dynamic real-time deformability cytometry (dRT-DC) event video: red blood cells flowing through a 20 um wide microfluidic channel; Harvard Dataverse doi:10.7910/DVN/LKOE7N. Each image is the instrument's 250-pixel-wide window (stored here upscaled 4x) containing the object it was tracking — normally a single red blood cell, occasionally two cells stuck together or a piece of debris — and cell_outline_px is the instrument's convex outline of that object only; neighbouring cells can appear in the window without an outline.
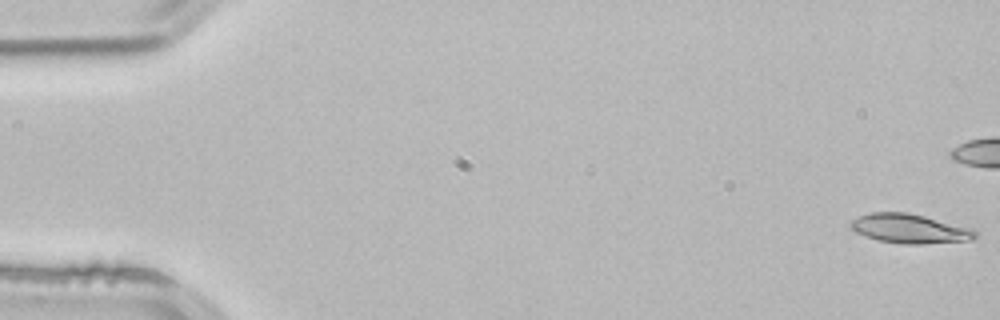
{"species": "common noctule bat (a hibernating species)", "species_latin": "Nyctalus noctula", "temperature_condition": "room temperature", "stored_images_in_passage": 53, "camera_frame_rate_fps": 3000, "um_per_image_px": 0.085, "animal": {"sex": "male", "body_mass_g": 21.5, "forearm_length_mm": 52.0}, "frame": {"image": 1, "passage_image": 1, "time_ms": 0.0, "image_size_px": [1000, 320], "cell_outline_px": [[976, 236], [972, 240], [920, 244], [904, 244], [876, 240], [864, 236], [848, 228], [848, 224], [852, 220], [868, 212], [908, 212], [972, 228], [976, 232]], "centroid_in_image_um": [77.27, 19.43], "position_along_channel_um": 7.7, "area_um2": 21.39}, "authors_computed_cell_mechanics": {"area_um2": 20.23, "velocity_mm_per_s": 3.8727, "shape_relaxation_time_tau1_ms": 7.0077, "shape_relaxation_time_tau2_ms": 6.8753, "deformation_change_tau1": 0.184, "deformation_change_tau2": 0.1542}}